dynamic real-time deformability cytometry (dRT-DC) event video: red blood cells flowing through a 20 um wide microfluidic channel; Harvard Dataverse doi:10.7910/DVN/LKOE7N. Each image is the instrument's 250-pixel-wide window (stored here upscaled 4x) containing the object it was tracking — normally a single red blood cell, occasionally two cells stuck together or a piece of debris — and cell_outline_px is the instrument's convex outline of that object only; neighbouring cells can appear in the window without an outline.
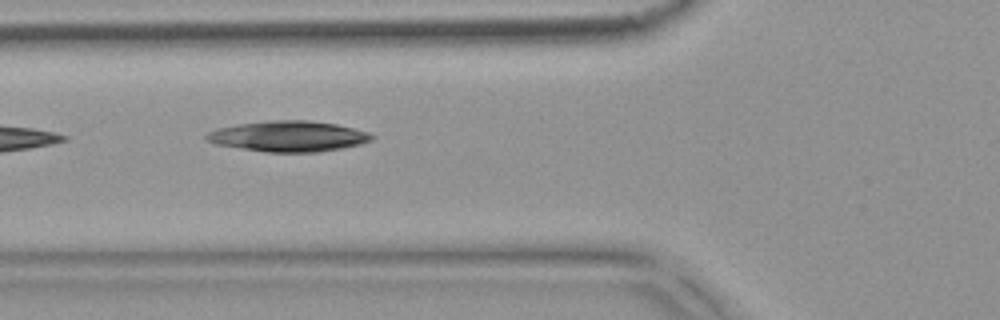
{"species": "common noctule bat (a hibernating species)", "species_latin": "Nyctalus noctula", "temperature_condition": "warm", "stored_images_in_passage": 8, "camera_frame_rate_fps": 3000, "um_per_image_px": 0.085, "animal": {"sex": "female", "body_mass_g": 18.4}, "frame": {"image": 1, "passage_image": 6, "time_ms": 1.667, "image_size_px": [1000, 320], "cell_outline_px": [[376, 136], [372, 140], [360, 144], [340, 148], [316, 152], [268, 152], [216, 144], [208, 140], [204, 136], [208, 132], [220, 128], [240, 124], [268, 120], [308, 120], [336, 124], [368, 132]], "centroid_in_image_um": [24.55, 11.58], "position_along_channel_um": 101.3, "area_um2": 29.19}}